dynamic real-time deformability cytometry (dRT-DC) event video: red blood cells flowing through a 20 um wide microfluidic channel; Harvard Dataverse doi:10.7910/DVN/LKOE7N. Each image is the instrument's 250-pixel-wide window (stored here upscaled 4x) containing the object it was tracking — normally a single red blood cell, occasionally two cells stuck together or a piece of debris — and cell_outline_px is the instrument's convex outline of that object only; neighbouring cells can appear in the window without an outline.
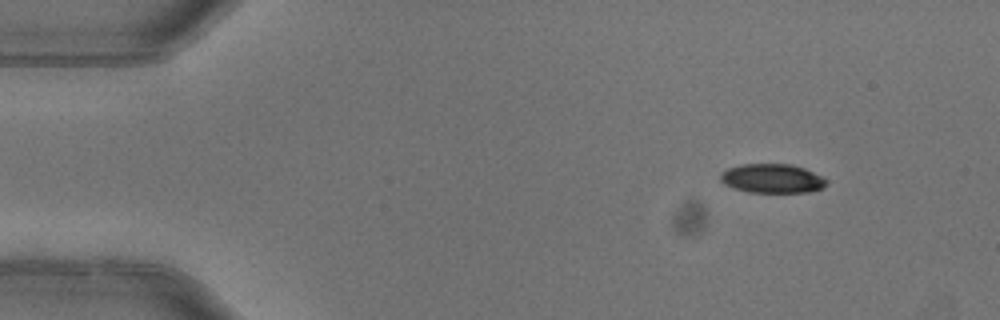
{"species": "common noctule bat (a hibernating species)", "species_latin": "Nyctalus noctula", "temperature_condition": "warm", "stored_images_in_passage": 5, "camera_frame_rate_fps": 3000, "um_per_image_px": 0.085, "animal": {"sex": "female"}, "frame": {"image": 1, "passage_image": 1, "time_ms": 0.0, "image_size_px": [1000, 320], "cell_outline_px": [[828, 184], [824, 188], [808, 192], [748, 192], [732, 188], [724, 184], [720, 180], [720, 172], [728, 168], [740, 164], [792, 164], [804, 168], [824, 176], [828, 180]], "centroid_in_image_um": [65.66, 15.17], "position_along_channel_um": 19.3, "area_um2": 18.32}}